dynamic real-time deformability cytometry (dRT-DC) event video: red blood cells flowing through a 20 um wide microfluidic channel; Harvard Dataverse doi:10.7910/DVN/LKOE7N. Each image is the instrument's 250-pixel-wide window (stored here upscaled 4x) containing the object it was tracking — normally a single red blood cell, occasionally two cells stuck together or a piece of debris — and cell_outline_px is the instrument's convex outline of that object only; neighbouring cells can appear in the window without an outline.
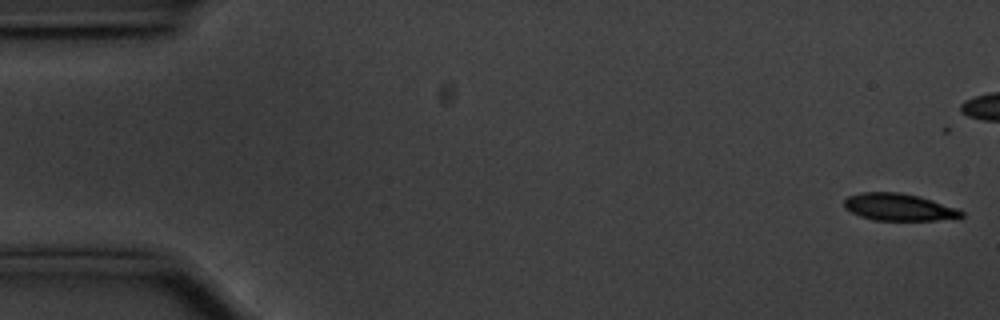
{"species": "common noctule bat (a hibernating species)", "species_latin": "Nyctalus noctula", "temperature_condition": "cold", "stored_images_in_passage": 25, "camera_frame_rate_fps": 3000, "um_per_image_px": 0.085, "animal": {"sex": "male", "body_mass_g": 20.1, "forearm_length_mm": 53.5}, "frame": {"image": 1, "passage_image": 1, "time_ms": 0.0, "image_size_px": [1000, 320], "cell_outline_px": [[964, 216], [936, 220], [872, 220], [860, 216], [844, 208], [844, 200], [848, 196], [860, 192], [900, 192], [920, 196], [960, 208], [964, 212]], "centroid_in_image_um": [76.42, 17.59], "position_along_channel_um": 8.6, "area_um2": 18.73}}